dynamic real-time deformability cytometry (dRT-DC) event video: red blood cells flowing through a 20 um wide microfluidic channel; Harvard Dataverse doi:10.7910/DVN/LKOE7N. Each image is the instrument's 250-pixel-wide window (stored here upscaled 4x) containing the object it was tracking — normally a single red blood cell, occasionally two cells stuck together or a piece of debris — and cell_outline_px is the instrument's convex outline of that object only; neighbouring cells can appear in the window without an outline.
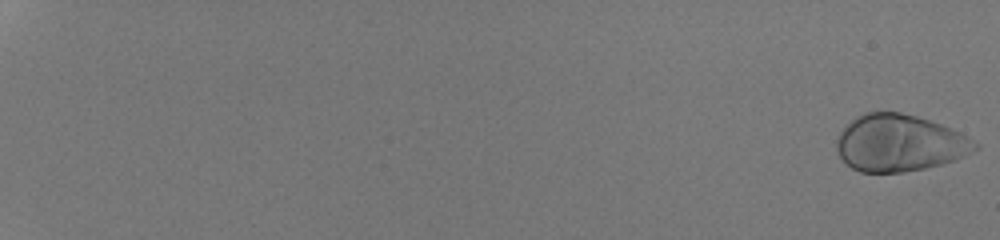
{"species": "human", "species_latin": "Homo sapiens", "temperature_condition": "room temperature", "stored_images_in_passage": 54, "camera_frame_rate_fps": 3000, "um_per_image_px": 0.085, "donor": {"sex": "male"}, "frame": {"image": 1, "passage_image": 1, "time_ms": 0.0, "image_size_px": [1000, 240], "cell_outline_px": [[980, 148], [956, 160], [924, 168], [900, 172], [860, 172], [852, 168], [840, 156], [836, 148], [836, 140], [840, 132], [856, 116], [864, 112], [900, 112], [916, 116], [952, 128], [968, 136], [980, 144]], "centroid_in_image_um": [76.48, 12.15], "position_along_channel_um": 8.5, "area_um2": 45.78}}
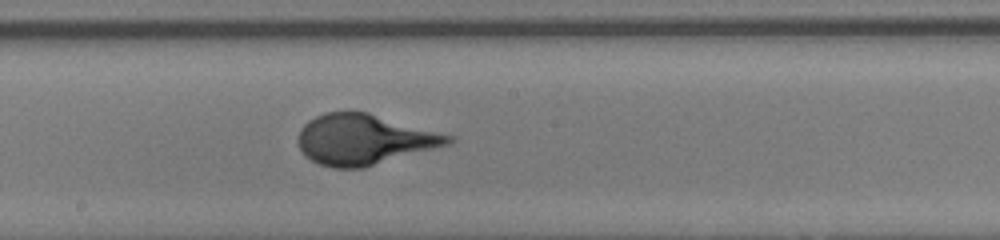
{"frame": {"image": 2, "passage_image": 35, "time_ms": 11.333, "image_size_px": [1000, 240], "cell_outline_px": [[456, 140], [452, 144], [364, 168], [332, 168], [320, 164], [304, 156], [296, 140], [300, 128], [308, 120], [324, 112], [368, 112], [456, 136]], "centroid_in_image_um": [30.98, 11.86], "position_along_channel_um": 217.2, "area_um2": 44.68}}
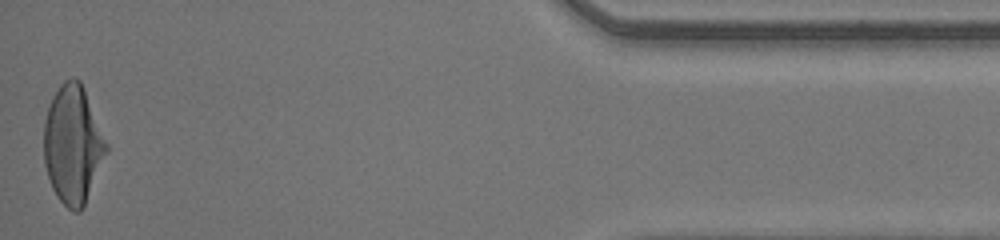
{"frame": {"image": 3, "passage_image": 54, "time_ms": 17.667, "image_size_px": [1000, 240], "cell_outline_px": [[108, 152], [84, 208], [80, 212], [72, 212], [56, 196], [52, 188], [44, 164], [44, 120], [48, 104], [52, 96], [60, 84], [64, 80], [72, 76], [80, 80], [84, 88], [108, 144]], "centroid_in_image_um": [6.2, 12.29], "position_along_channel_um": 429.0, "area_um2": 43.58}}